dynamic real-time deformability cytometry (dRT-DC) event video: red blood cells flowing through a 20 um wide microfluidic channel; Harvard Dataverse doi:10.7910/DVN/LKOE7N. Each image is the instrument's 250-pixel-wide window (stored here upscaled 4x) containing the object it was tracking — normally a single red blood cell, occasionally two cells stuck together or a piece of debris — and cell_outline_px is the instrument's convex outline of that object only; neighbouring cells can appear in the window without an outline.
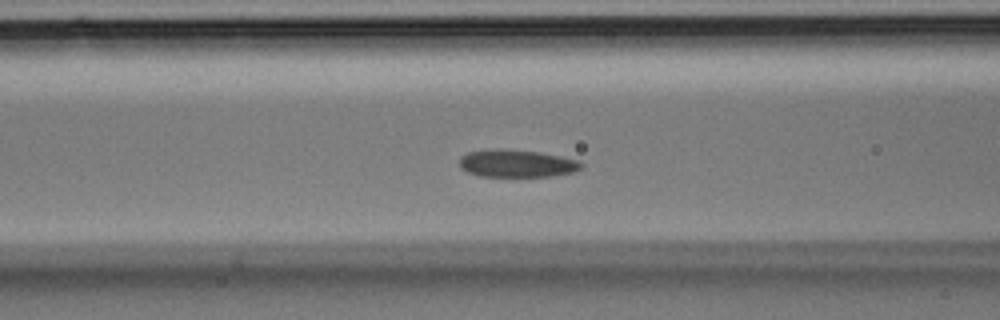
{"species": "Egyptian fruit bat (a non-hibernating species)", "species_latin": "Rousettus aegyptiacus", "temperature_condition": "room temperature", "stored_images_in_passage": 27, "camera_frame_rate_fps": 3000, "um_per_image_px": 0.085, "animal": {"sex": "male"}, "frame": {"image": 1, "passage_image": 11, "time_ms": 3.333, "image_size_px": [1000, 320], "cell_outline_px": [[584, 164], [580, 168], [572, 172], [552, 176], [480, 176], [468, 172], [460, 168], [460, 156], [468, 152], [496, 148], [500, 148], [540, 152], [580, 160]], "centroid_in_image_um": [43.92, 13.88], "position_along_channel_um": 122.7, "area_um2": 19.59}}
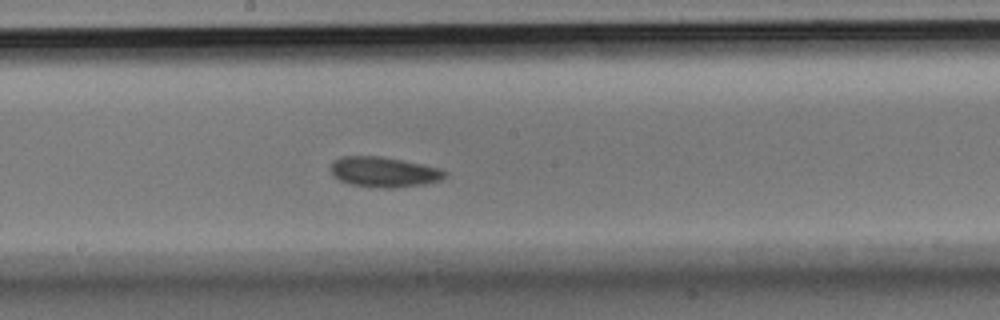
{"frame": {"image": 2, "passage_image": 16, "time_ms": 5.0, "image_size_px": [1000, 320], "cell_outline_px": [[448, 172], [440, 180], [428, 184], [392, 188], [384, 188], [352, 184], [340, 180], [332, 176], [328, 168], [332, 160], [340, 156], [380, 156], [424, 164], [440, 168]], "centroid_in_image_um": [32.6, 14.61], "position_along_channel_um": 215.6, "area_um2": 20.4}}
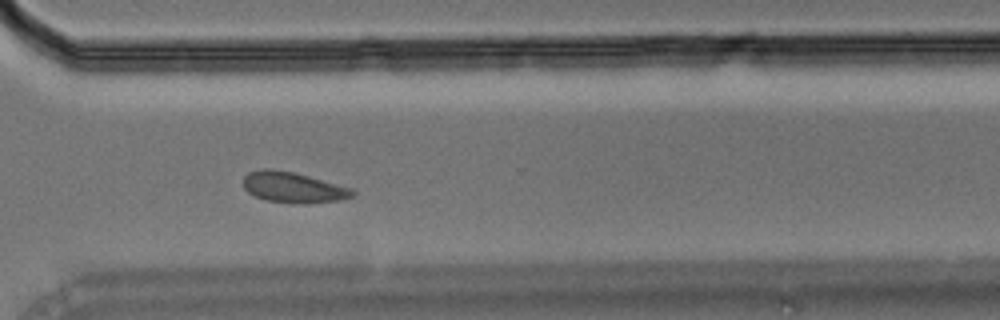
{"frame": {"image": 3, "passage_image": 23, "time_ms": 7.333, "image_size_px": [1000, 320], "cell_outline_px": [[356, 192], [352, 196], [340, 200], [268, 200], [256, 196], [248, 192], [244, 188], [244, 176], [248, 172], [260, 168], [268, 168], [292, 172], [308, 176], [352, 188]], "centroid_in_image_um": [24.86, 15.85], "position_along_channel_um": 345.7, "area_um2": 18.26}}